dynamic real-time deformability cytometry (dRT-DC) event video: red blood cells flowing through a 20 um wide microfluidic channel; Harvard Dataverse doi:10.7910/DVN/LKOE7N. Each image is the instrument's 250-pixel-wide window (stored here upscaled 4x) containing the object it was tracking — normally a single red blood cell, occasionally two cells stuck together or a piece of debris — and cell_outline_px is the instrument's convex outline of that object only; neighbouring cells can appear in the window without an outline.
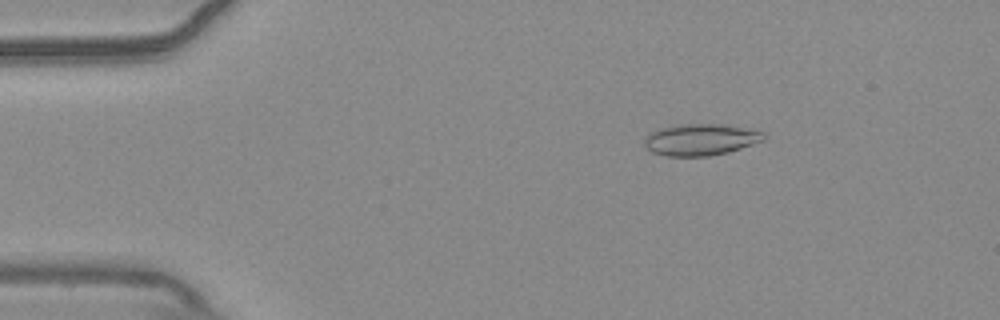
{"species": "common noctule bat (a hibernating species)", "species_latin": "Nyctalus noctula", "temperature_condition": "warm", "stored_images_in_passage": 48, "camera_frame_rate_fps": 3000, "um_per_image_px": 0.085, "animal": {"sex": "male", "body_mass_g": 20.4}, "frame": {"image": 1, "passage_image": 2, "time_ms": 0.333, "image_size_px": [1000, 320], "cell_outline_px": [[764, 140], [728, 152], [708, 156], [668, 156], [652, 152], [644, 144], [644, 140], [648, 132], [660, 128], [680, 124], [724, 124], [764, 132]], "centroid_in_image_um": [59.52, 11.86], "position_along_channel_um": 25.5, "area_um2": 21.85}}
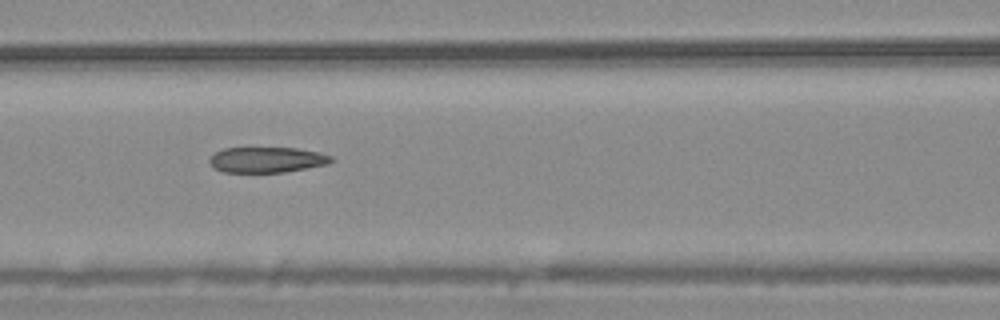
{"frame": {"image": 2, "passage_image": 17, "time_ms": 5.333, "image_size_px": [1000, 320], "cell_outline_px": [[336, 160], [328, 164], [308, 168], [284, 172], [224, 172], [212, 168], [208, 160], [216, 152], [224, 148], [296, 148], [320, 152], [332, 156]], "centroid_in_image_um": [22.71, 13.58], "position_along_channel_um": 143.9, "area_um2": 18.26}}
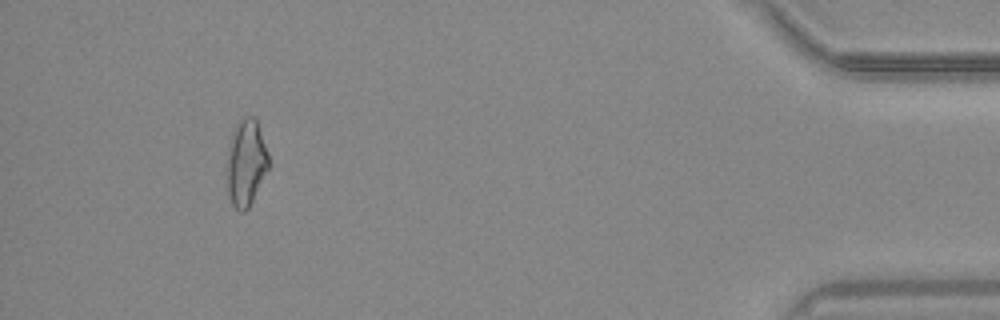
{"frame": {"image": 3, "passage_image": 44, "time_ms": 14.333, "image_size_px": [1000, 320], "cell_outline_px": [[268, 168], [248, 208], [244, 212], [240, 212], [232, 204], [228, 196], [228, 148], [232, 132], [236, 124], [244, 116], [252, 116], [256, 120], [268, 152]], "centroid_in_image_um": [20.9, 13.82], "position_along_channel_um": 414.3, "area_um2": 20.58}, "authors_computed_cell_mechanics": {"area_um2": 19.8543, "velocity_mm_per_s": 3.7324, "shape_relaxation_time_tau1_ms": null, "shape_relaxation_time_tau2_ms": 4.1432, "deformation_change_tau1": null, "deformation_change_tau2": 0.13}}